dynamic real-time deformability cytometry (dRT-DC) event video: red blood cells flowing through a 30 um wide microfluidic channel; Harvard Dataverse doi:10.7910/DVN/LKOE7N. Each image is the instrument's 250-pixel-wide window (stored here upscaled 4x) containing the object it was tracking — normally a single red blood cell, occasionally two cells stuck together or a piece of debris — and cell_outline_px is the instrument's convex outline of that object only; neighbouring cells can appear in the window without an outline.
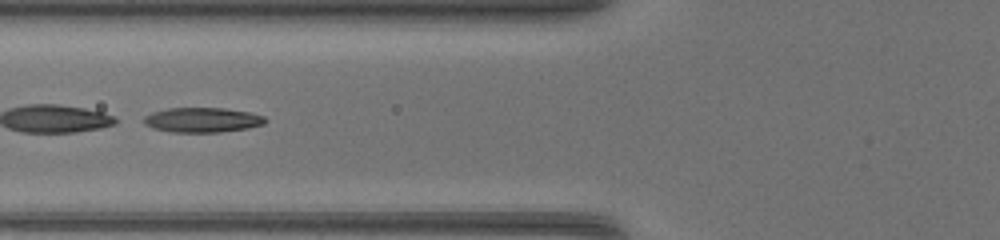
{"species": "common noctule bat (a hibernating species)", "species_latin": "Nyctalus noctula", "temperature_condition": "warm", "stored_images_in_passage": 45, "segment_of_instrument_passage": [2, 2], "camera_frame_rate_fps": 3000, "um_per_image_px": 0.085, "animal": {"sex": "female", "body_mass_g": 17.0, "forearm_length_mm": 48.0}, "frame": {"image": 1, "passage_image": 19, "time_ms": 6.0, "image_size_px": [1000, 240], "cell_outline_px": [[268, 120], [264, 124], [248, 128], [220, 132], [172, 132], [152, 128], [144, 124], [144, 116], [152, 112], [168, 108], [224, 108], [248, 112], [264, 116]], "centroid_in_image_um": [17.2, 10.19], "position_along_channel_um": 108.6, "area_um2": 17.57}}
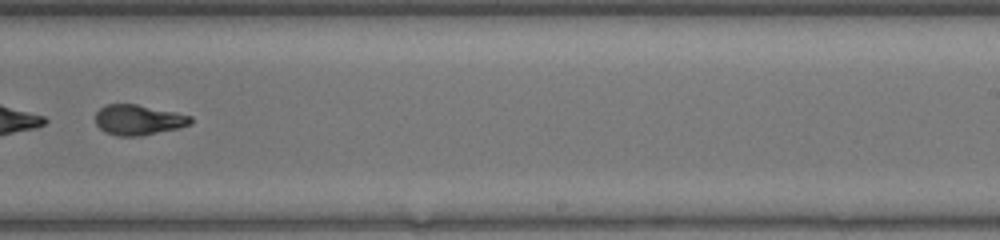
{"frame": {"image": 2, "passage_image": 30, "time_ms": 9.667, "image_size_px": [1000, 240], "cell_outline_px": [[192, 124], [180, 128], [140, 136], [116, 136], [104, 132], [96, 124], [96, 112], [104, 104], [136, 104], [176, 112], [192, 116]], "centroid_in_image_um": [11.77, 10.19], "position_along_channel_um": 277.2, "area_um2": 16.99}}